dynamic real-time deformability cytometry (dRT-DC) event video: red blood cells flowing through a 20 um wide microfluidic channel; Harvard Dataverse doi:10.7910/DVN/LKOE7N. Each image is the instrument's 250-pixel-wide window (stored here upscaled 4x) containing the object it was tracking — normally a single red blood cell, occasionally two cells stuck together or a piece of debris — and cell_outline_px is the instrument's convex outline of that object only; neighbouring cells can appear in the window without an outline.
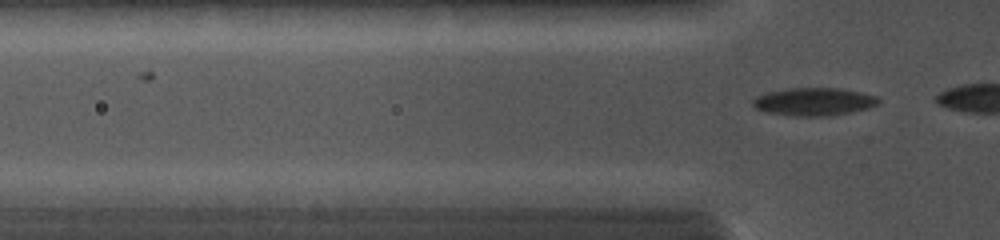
{"species": "common noctule bat (a hibernating species)", "species_latin": "Nyctalus noctula", "temperature_condition": "cold", "stored_images_in_passage": 3, "camera_frame_rate_fps": 5000, "um_per_image_px": 0.085, "animal": {"sex": "female", "body_mass_g": 19.0, "forearm_length_mm": 56.7}, "frame": {"image": 1, "passage_image": 3, "time_ms": 1.8, "image_size_px": [1000, 240], "cell_outline_px": [[880, 100], [876, 104], [868, 108], [832, 116], [796, 116], [768, 112], [756, 108], [752, 104], [752, 100], [756, 96], [764, 92], [788, 88], [840, 88], [860, 92], [876, 96]], "centroid_in_image_um": [69.15, 8.63], "position_along_channel_um": 56.6, "area_um2": 20.4}}